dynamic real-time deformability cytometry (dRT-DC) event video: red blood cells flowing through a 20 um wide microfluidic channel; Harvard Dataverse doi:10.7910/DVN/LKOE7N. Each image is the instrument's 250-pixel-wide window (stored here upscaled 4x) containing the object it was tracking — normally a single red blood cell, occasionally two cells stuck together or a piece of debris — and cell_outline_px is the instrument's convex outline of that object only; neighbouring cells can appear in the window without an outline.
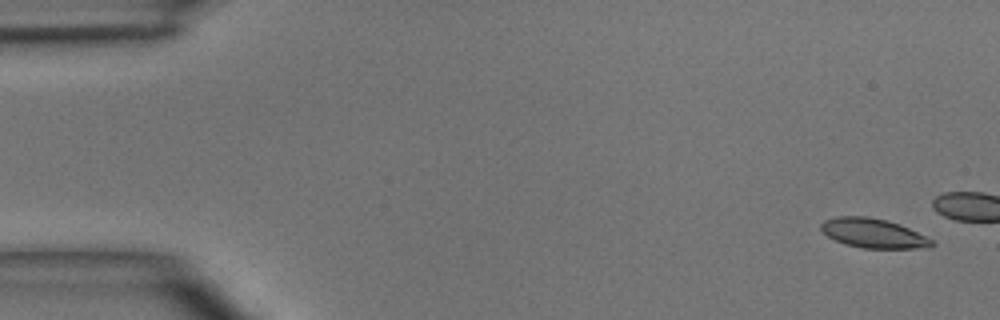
{"species": "common noctule bat (a hibernating species)", "species_latin": "Nyctalus noctula", "temperature_condition": "room temperature", "stored_images_in_passage": 5, "camera_frame_rate_fps": 3000, "um_per_image_px": 0.085, "animal": {"sex": "male", "body_mass_g": 15.6}, "frame": {"image": 1, "passage_image": 1, "time_ms": 0.0, "image_size_px": [1000, 320], "cell_outline_px": [[936, 244], [932, 248], [860, 248], [844, 244], [828, 236], [820, 228], [820, 224], [824, 220], [836, 216], [868, 216], [888, 220], [900, 224], [932, 240]], "centroid_in_image_um": [74.23, 19.82], "position_along_channel_um": 10.8, "area_um2": 19.07}}
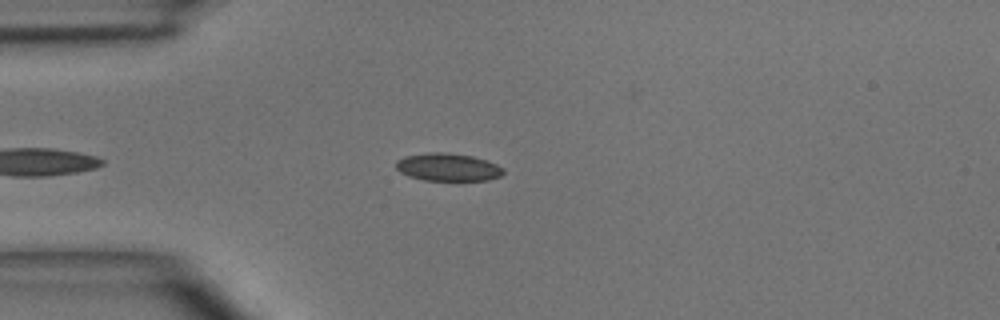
{"frame": {"image": 2, "passage_image": 5, "time_ms": 4.667, "image_size_px": [1000, 320], "cell_outline_px": [[504, 172], [500, 176], [488, 180], [424, 180], [408, 176], [400, 172], [396, 168], [396, 160], [404, 156], [432, 152], [444, 152], [472, 156], [488, 160], [504, 168]], "centroid_in_image_um": [38.07, 14.2], "position_along_channel_um": 46.9, "area_um2": 17.4}}